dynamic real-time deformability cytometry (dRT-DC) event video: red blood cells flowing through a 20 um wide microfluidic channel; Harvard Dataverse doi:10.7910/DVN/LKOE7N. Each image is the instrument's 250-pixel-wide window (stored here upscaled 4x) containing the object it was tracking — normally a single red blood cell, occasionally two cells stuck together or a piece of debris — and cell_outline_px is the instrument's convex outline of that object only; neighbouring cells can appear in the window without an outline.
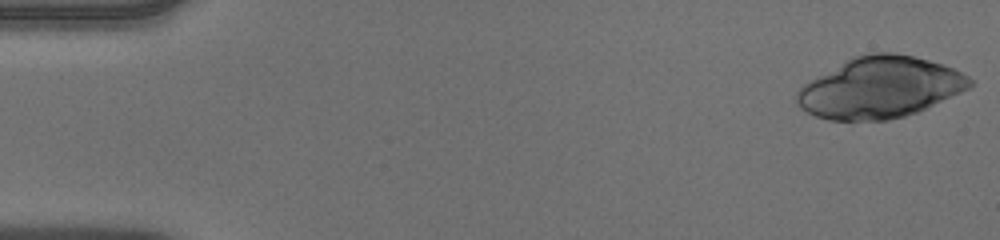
{"species": "human", "species_latin": "Homo sapiens", "temperature_condition": "warm", "stored_images_in_passage": 51, "camera_frame_rate_fps": 3000, "um_per_image_px": 0.085, "donor": {"sex": "male"}, "frame": {"image": 1, "passage_image": 1, "time_ms": 0.0, "image_size_px": [1000, 240], "cell_outline_px": [[972, 84], [968, 88], [960, 92], [916, 112], [904, 116], [888, 120], [828, 120], [816, 116], [800, 108], [796, 104], [796, 92], [804, 84], [852, 56], [868, 52], [896, 52], [944, 64], [968, 76], [972, 80]], "centroid_in_image_um": [74.76, 7.43], "position_along_channel_um": 10.2, "area_um2": 61.27}}
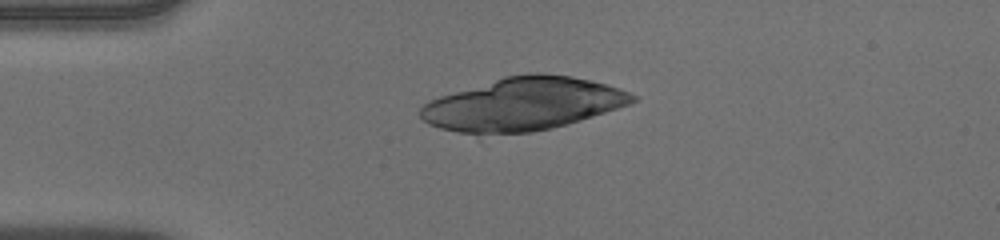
{"frame": {"image": 2, "passage_image": 12, "time_ms": 3.667, "image_size_px": [1000, 240], "cell_outline_px": [[636, 100], [632, 104], [580, 120], [552, 128], [532, 132], [460, 132], [440, 128], [428, 124], [420, 116], [420, 108], [424, 104], [440, 96], [504, 76], [528, 72], [540, 72], [572, 76], [620, 88], [636, 96]], "centroid_in_image_um": [44.49, 8.82], "position_along_channel_um": 40.5, "area_um2": 64.56}}